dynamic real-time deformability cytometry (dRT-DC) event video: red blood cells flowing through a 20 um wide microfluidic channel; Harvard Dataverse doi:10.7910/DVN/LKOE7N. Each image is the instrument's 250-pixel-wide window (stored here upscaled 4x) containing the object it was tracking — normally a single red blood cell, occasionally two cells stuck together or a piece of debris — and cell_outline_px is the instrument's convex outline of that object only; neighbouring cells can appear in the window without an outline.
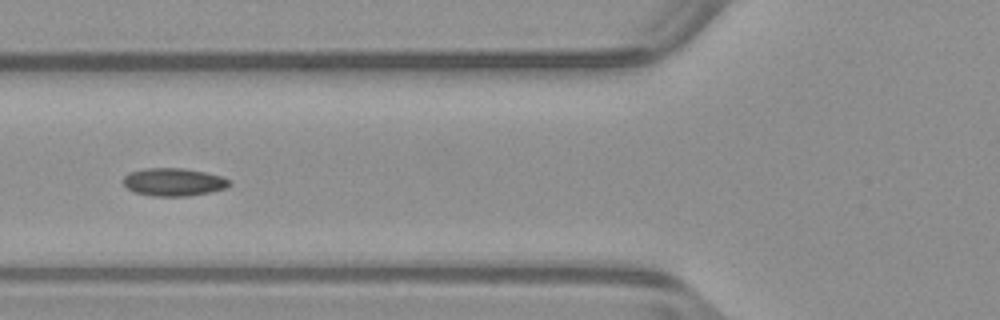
{"species": "common noctule bat (a hibernating species)", "species_latin": "Nyctalus noctula", "temperature_condition": "warm", "stored_images_in_passage": 18, "camera_frame_rate_fps": 3000, "um_per_image_px": 0.085, "animal": {"sex": "male", "body_mass_g": 23.1, "forearm_length_mm": 52.7}, "frame": {"image": 1, "passage_image": 8, "time_ms": 2.333, "image_size_px": [1000, 320], "cell_outline_px": [[232, 184], [228, 188], [188, 196], [152, 196], [136, 192], [128, 188], [124, 184], [124, 176], [128, 172], [144, 168], [184, 168], [204, 172], [220, 176], [232, 180]], "centroid_in_image_um": [14.78, 15.46], "position_along_channel_um": 111.0, "area_um2": 17.28}}
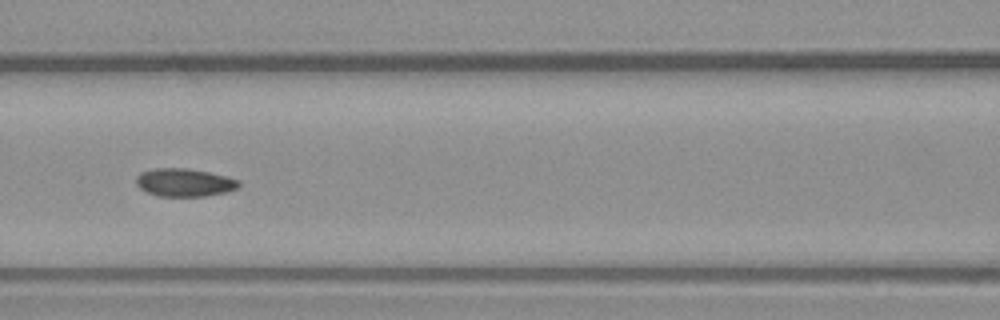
{"frame": {"image": 2, "passage_image": 11, "time_ms": 3.333, "image_size_px": [1000, 320], "cell_outline_px": [[240, 188], [224, 192], [204, 196], [160, 196], [148, 192], [140, 188], [136, 184], [136, 176], [140, 172], [156, 168], [188, 168], [208, 172], [240, 180]], "centroid_in_image_um": [15.67, 15.5], "position_along_channel_um": 150.9, "area_um2": 16.7}}